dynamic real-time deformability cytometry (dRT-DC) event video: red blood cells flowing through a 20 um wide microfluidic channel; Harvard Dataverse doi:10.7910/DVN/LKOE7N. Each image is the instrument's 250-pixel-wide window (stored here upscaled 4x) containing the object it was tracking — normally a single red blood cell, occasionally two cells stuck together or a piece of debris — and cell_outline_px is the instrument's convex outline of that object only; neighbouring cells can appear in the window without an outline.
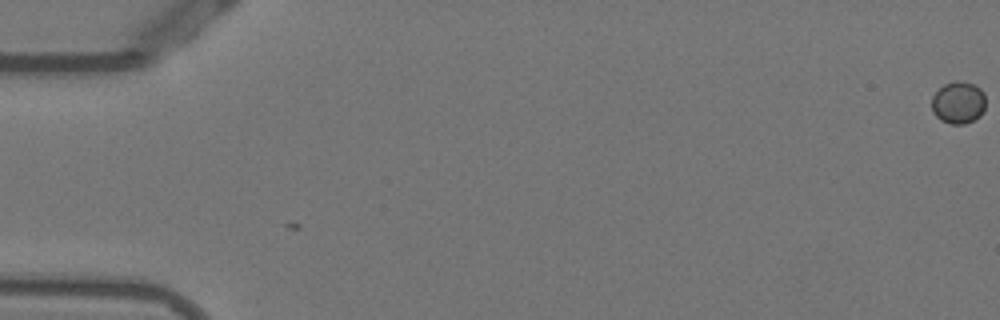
{"species": "Egyptian fruit bat (a non-hibernating species)", "species_latin": "Rousettus aegyptiacus", "temperature_condition": "warm", "stored_images_in_passage": 3, "camera_frame_rate_fps": 3000, "um_per_image_px": 0.085, "animal": {"sex": "female"}, "frame": {"image": 1, "passage_image": 3, "time_ms": 0.667, "image_size_px": [1000, 320], "cell_outline_px": [[984, 108], [980, 116], [964, 124], [952, 124], [940, 120], [932, 112], [932, 96], [944, 84], [956, 80], [972, 84], [980, 88], [984, 92]], "centroid_in_image_um": [81.44, 8.72], "position_along_channel_um": 3.6, "area_um2": 13.18}}